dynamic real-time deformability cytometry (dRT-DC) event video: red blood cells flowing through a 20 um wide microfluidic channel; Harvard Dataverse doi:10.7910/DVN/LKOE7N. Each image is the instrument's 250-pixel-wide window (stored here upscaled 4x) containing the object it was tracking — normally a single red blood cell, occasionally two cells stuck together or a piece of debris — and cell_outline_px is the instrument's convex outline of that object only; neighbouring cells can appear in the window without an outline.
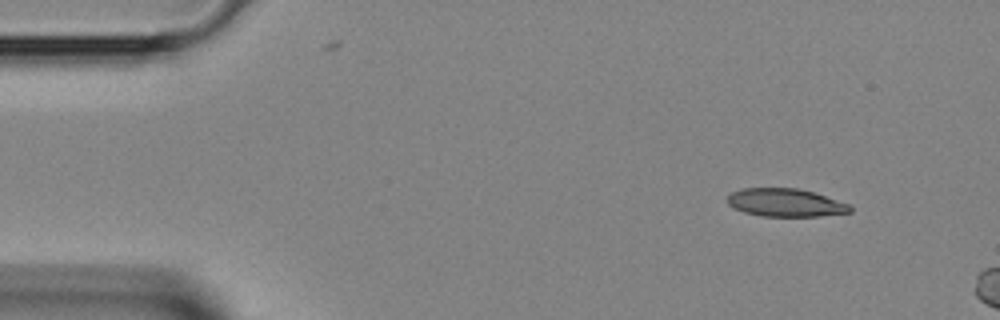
{"species": "Egyptian fruit bat (a non-hibernating species)", "species_latin": "Rousettus aegyptiacus", "temperature_condition": "room temperature", "stored_images_in_passage": 3, "camera_frame_rate_fps": 3000, "um_per_image_px": 0.085, "animal": {"sex": "female"}, "frame": {"image": 1, "passage_image": 1, "time_ms": 0.0, "image_size_px": [1000, 320], "cell_outline_px": [[852, 212], [820, 216], [764, 216], [744, 212], [732, 208], [728, 204], [728, 196], [732, 192], [744, 188], [800, 188], [848, 204], [852, 208]], "centroid_in_image_um": [66.74, 17.23], "position_along_channel_um": 18.3, "area_um2": 19.88}}